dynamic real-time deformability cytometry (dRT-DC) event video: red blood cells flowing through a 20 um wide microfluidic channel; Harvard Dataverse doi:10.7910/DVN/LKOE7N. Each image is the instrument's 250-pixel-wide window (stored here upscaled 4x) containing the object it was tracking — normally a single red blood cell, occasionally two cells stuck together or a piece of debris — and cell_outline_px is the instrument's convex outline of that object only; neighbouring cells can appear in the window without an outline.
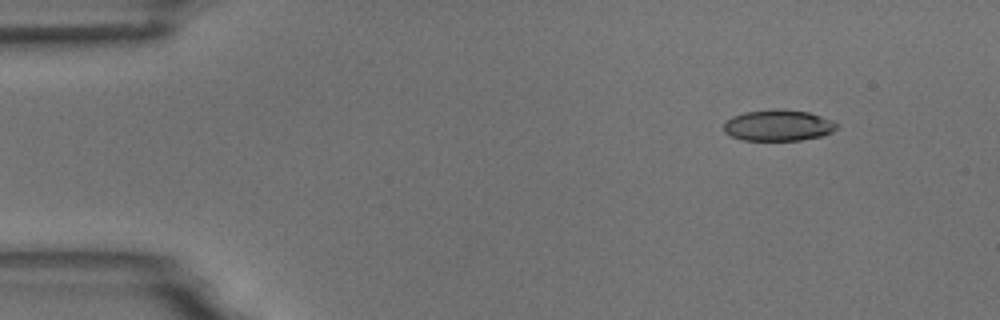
{"species": "common noctule bat (a hibernating species)", "species_latin": "Nyctalus noctula", "temperature_condition": "room temperature", "stored_images_in_passage": 4, "camera_frame_rate_fps": 3000, "um_per_image_px": 0.085, "animal": {"sex": "male", "body_mass_g": 18.8}, "frame": {"image": 1, "passage_image": 1, "time_ms": 0.0, "image_size_px": [1000, 320], "cell_outline_px": [[840, 124], [832, 132], [824, 136], [800, 140], [744, 140], [732, 136], [724, 132], [724, 124], [732, 116], [744, 112], [776, 108], [808, 112], [832, 120]], "centroid_in_image_um": [66.17, 10.65], "position_along_channel_um": 18.8, "area_um2": 20.58}}
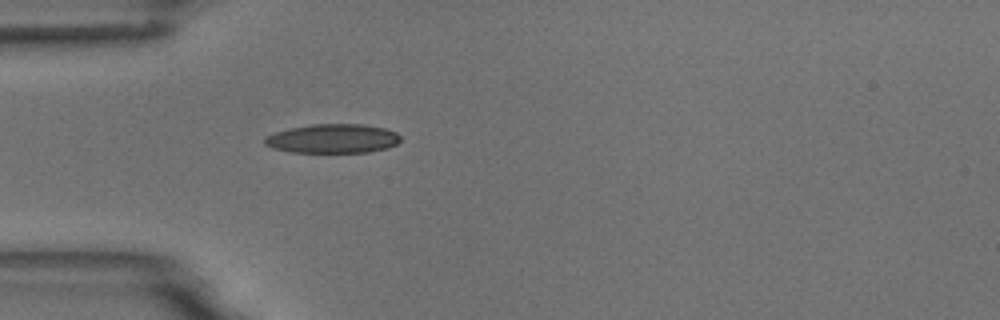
{"frame": {"image": 2, "passage_image": 4, "time_ms": 3.333, "image_size_px": [1000, 320], "cell_outline_px": [[400, 140], [396, 144], [388, 148], [368, 152], [292, 152], [272, 148], [264, 144], [264, 140], [268, 136], [276, 132], [292, 128], [312, 124], [364, 124], [384, 128], [396, 132], [400, 136]], "centroid_in_image_um": [28.32, 11.78], "position_along_channel_um": 56.7, "area_um2": 22.89}}